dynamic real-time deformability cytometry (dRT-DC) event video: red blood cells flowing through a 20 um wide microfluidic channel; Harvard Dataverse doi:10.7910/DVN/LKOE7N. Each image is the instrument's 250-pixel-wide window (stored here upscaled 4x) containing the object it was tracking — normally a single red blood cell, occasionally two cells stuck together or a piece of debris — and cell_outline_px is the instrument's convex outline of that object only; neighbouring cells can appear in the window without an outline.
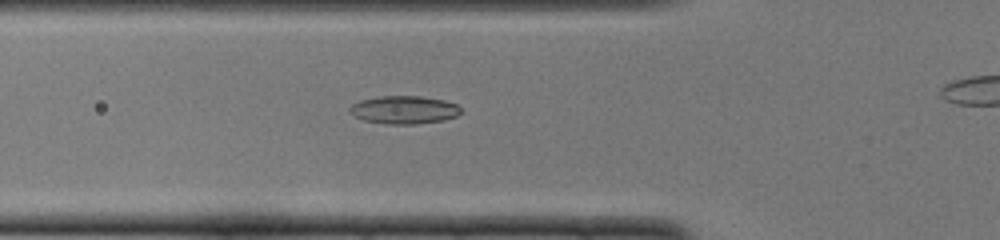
{"species": "common noctule bat (a hibernating species)", "species_latin": "Nyctalus noctula", "temperature_condition": "cold", "stored_images_in_passage": 26, "camera_frame_rate_fps": 3000, "um_per_image_px": 0.085, "animal": {"sex": "female", "body_mass_g": 22.0, "forearm_length_mm": 56.7}, "frame": {"image": 1, "passage_image": 2, "time_ms": 0.333, "image_size_px": [1000, 240], "cell_outline_px": [[460, 112], [456, 116], [444, 120], [416, 124], [384, 124], [364, 120], [348, 112], [348, 108], [352, 104], [360, 100], [380, 96], [420, 96], [444, 100], [456, 104], [460, 108]], "centroid_in_image_um": [34.32, 9.33], "position_along_channel_um": 91.5, "area_um2": 18.15}}
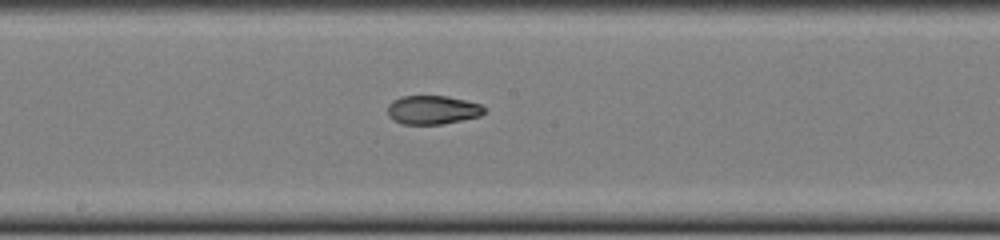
{"frame": {"image": 2, "passage_image": 11, "time_ms": 3.333, "image_size_px": [1000, 240], "cell_outline_px": [[484, 112], [480, 116], [440, 124], [400, 124], [392, 120], [388, 116], [388, 104], [392, 100], [400, 96], [448, 96], [480, 104], [484, 108]], "centroid_in_image_um": [36.71, 9.34], "position_along_channel_um": 211.5, "area_um2": 16.18}}
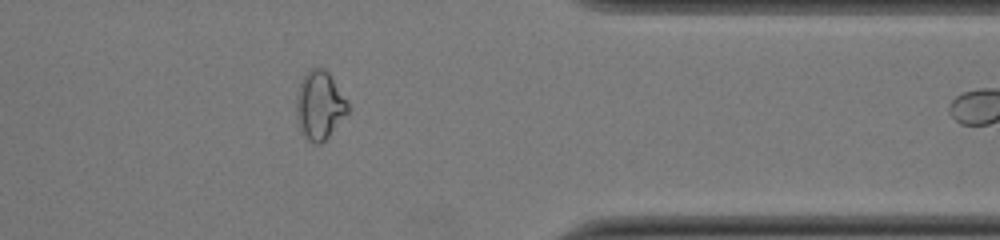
{"frame": {"image": 3, "passage_image": 25, "time_ms": 8.0, "image_size_px": [1000, 240], "cell_outline_px": [[348, 112], [328, 136], [320, 144], [316, 144], [308, 140], [304, 136], [296, 120], [296, 96], [300, 84], [308, 68], [324, 68], [328, 72], [348, 100]], "centroid_in_image_um": [27.15, 8.93], "position_along_channel_um": 384.2, "area_um2": 20.46}}